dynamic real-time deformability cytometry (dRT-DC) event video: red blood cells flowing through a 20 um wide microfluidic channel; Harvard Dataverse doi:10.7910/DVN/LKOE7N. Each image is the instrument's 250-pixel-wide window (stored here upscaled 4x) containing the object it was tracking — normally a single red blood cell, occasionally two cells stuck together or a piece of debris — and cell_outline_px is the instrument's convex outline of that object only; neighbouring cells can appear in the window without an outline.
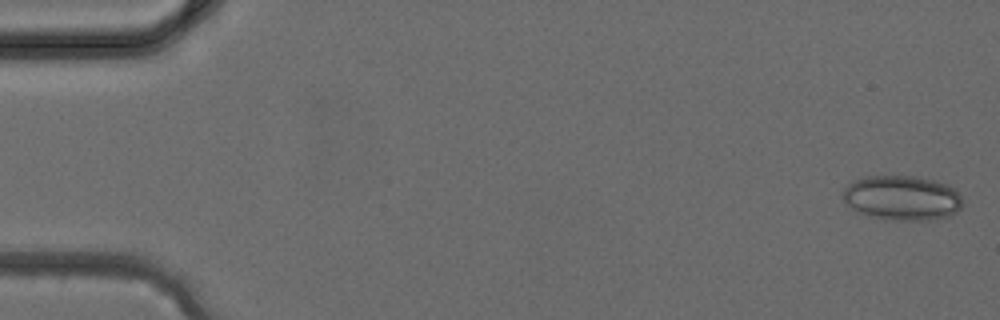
{"species": "common noctule bat (a hibernating species)", "species_latin": "Nyctalus noctula", "temperature_condition": "cold", "stored_images_in_passage": 38, "camera_frame_rate_fps": 3000, "um_per_image_px": 0.085, "animal": {"sex": "female", "body_mass_g": 24.6, "forearm_length_mm": 56.2}, "frame": {"image": 1, "passage_image": 1, "time_ms": 0.0, "image_size_px": [1000, 320], "cell_outline_px": [[960, 208], [956, 212], [948, 216], [932, 220], [896, 220], [868, 216], [852, 208], [840, 196], [844, 188], [848, 184], [864, 176], [912, 176], [932, 180], [948, 184], [956, 188], [960, 196]], "centroid_in_image_um": [76.66, 16.82], "position_along_channel_um": 8.3, "area_um2": 31.15}}
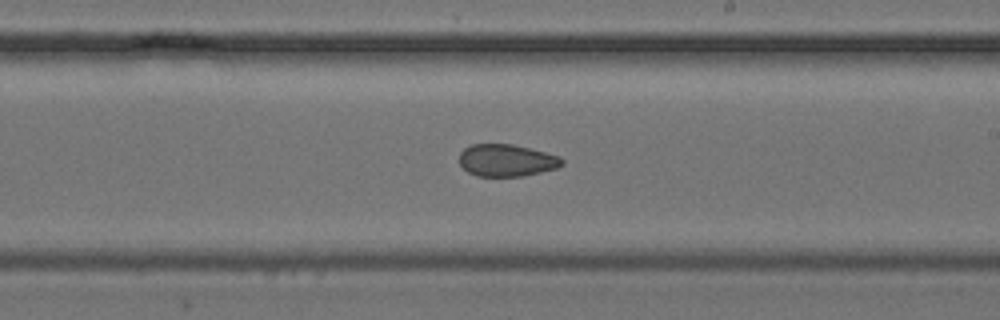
{"frame": {"image": 2, "passage_image": 22, "time_ms": 7.0, "image_size_px": [1000, 320], "cell_outline_px": [[564, 164], [556, 168], [524, 176], [476, 176], [468, 172], [460, 164], [460, 152], [464, 148], [472, 144], [512, 144], [560, 156], [564, 160]], "centroid_in_image_um": [43.06, 13.63], "position_along_channel_um": 245.9, "area_um2": 19.19}}
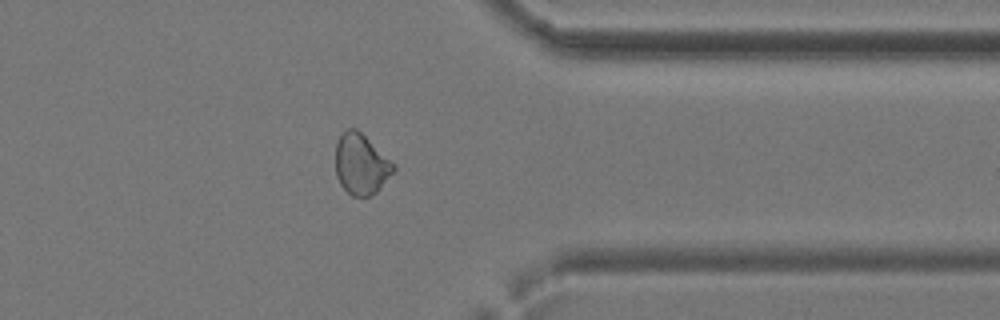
{"frame": {"image": 3, "passage_image": 30, "time_ms": 9.667, "image_size_px": [1000, 320], "cell_outline_px": [[396, 168], [376, 192], [372, 196], [352, 196], [340, 184], [336, 176], [336, 144], [340, 136], [348, 128], [356, 128], [396, 164]], "centroid_in_image_um": [30.69, 13.96], "position_along_channel_um": 380.7, "area_um2": 20.35}}